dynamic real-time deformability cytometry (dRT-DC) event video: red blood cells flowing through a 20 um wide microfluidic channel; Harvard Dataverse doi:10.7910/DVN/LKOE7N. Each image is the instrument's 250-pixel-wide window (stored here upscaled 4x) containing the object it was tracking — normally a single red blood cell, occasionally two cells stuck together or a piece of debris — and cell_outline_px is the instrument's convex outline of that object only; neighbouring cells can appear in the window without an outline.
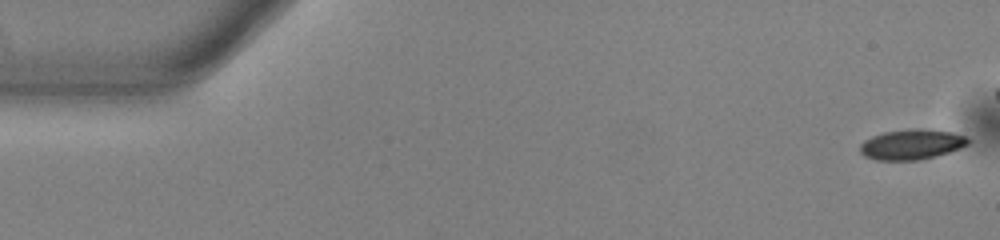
{"species": "common noctule bat (a hibernating species)", "species_latin": "Nyctalus noctula", "temperature_condition": "warm", "stored_images_in_passage": 46, "camera_frame_rate_fps": 3000, "um_per_image_px": 0.085, "animal": {"sex": "male", "body_mass_g": 13.0, "forearm_length_mm": 53.1}, "frame": {"image": 1, "passage_image": 1, "time_ms": 0.0, "image_size_px": [1000, 240], "cell_outline_px": [[972, 140], [968, 144], [960, 148], [936, 156], [920, 160], [876, 160], [864, 156], [860, 152], [860, 144], [864, 140], [872, 136], [884, 132], [908, 128], [920, 128], [952, 132], [964, 136]], "centroid_in_image_um": [77.48, 12.27], "position_along_channel_um": 7.5, "area_um2": 19.19}}
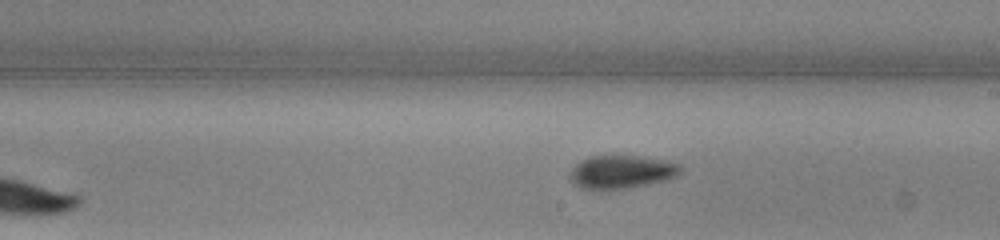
{"frame": {"image": 2, "passage_image": 30, "time_ms": 9.667, "image_size_px": [1000, 240], "cell_outline_px": [[680, 172], [676, 176], [664, 180], [648, 184], [624, 188], [580, 188], [572, 180], [572, 168], [576, 164], [588, 156], [636, 156], [664, 160], [680, 164]], "centroid_in_image_um": [52.85, 14.59], "position_along_channel_um": 236.1, "area_um2": 20.69}}
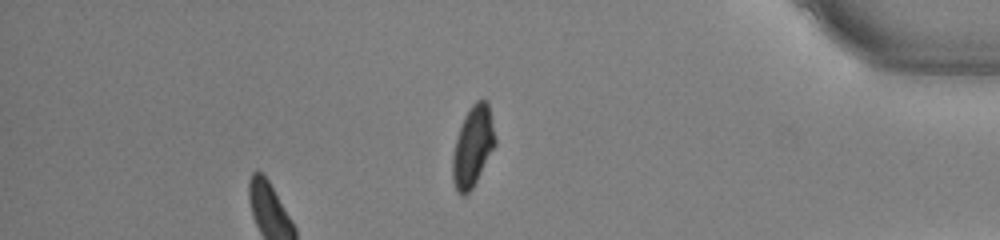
{"frame": {"image": 3, "passage_image": 45, "time_ms": 14.667, "image_size_px": [1000, 240], "cell_outline_px": [[496, 144], [472, 188], [464, 196], [460, 196], [456, 192], [452, 180], [452, 156], [456, 140], [464, 116], [472, 104], [476, 100], [488, 100], [496, 140]], "centroid_in_image_um": [40.18, 12.46], "position_along_channel_um": 395.0, "area_um2": 19.94}}